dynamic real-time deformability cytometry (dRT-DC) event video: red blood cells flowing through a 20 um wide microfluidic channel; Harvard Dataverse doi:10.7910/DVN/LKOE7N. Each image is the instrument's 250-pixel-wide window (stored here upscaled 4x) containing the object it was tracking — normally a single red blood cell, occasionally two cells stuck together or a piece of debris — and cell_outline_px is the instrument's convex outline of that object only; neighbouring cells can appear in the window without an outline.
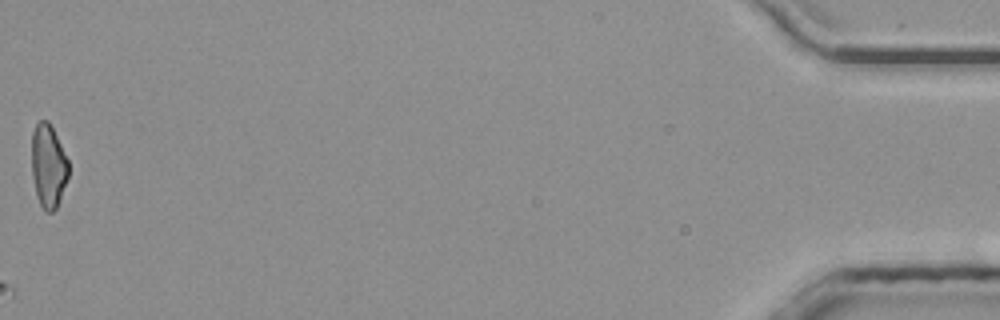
{"species": "common noctule bat (a hibernating species)", "species_latin": "Nyctalus noctula", "temperature_condition": "room temperature", "stored_images_in_passage": 54, "camera_frame_rate_fps": 3000, "um_per_image_px": 0.085, "animal": {"sex": "male", "body_mass_g": 20.4}, "frame": {"image": 1, "passage_image": 54, "time_ms": 17.667, "image_size_px": [1000, 320], "cell_outline_px": [[68, 176], [56, 208], [52, 212], [44, 212], [36, 196], [32, 176], [32, 132], [36, 124], [40, 120], [48, 120], [68, 160]], "centroid_in_image_um": [4.08, 14.12], "position_along_channel_um": 431.1, "area_um2": 17.74}}